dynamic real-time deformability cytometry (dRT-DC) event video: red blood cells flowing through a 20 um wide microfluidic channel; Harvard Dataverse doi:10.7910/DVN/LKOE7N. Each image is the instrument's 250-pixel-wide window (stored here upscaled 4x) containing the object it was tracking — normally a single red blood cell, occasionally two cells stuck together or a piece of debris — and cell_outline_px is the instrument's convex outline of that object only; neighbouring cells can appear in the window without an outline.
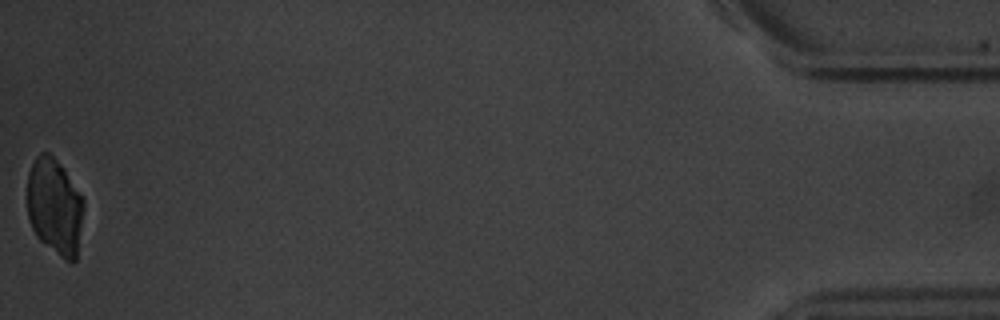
{"species": "common noctule bat (a hibernating species)", "species_latin": "Nyctalus noctula", "temperature_condition": "warm", "stored_images_in_passage": 53, "camera_frame_rate_fps": 3000, "um_per_image_px": 0.085, "animal": {"sex": "male", "body_mass_g": 20.1, "forearm_length_mm": 53.5}, "frame": {"image": 1, "passage_image": 53, "time_ms": 17.333, "image_size_px": [1000, 320], "cell_outline_px": [[84, 208], [76, 260], [72, 264], [64, 260], [40, 240], [36, 236], [32, 228], [28, 216], [28, 172], [36, 156], [40, 152], [48, 152], [64, 168], [84, 200]], "centroid_in_image_um": [4.66, 17.58], "position_along_channel_um": 430.5, "area_um2": 31.79}}